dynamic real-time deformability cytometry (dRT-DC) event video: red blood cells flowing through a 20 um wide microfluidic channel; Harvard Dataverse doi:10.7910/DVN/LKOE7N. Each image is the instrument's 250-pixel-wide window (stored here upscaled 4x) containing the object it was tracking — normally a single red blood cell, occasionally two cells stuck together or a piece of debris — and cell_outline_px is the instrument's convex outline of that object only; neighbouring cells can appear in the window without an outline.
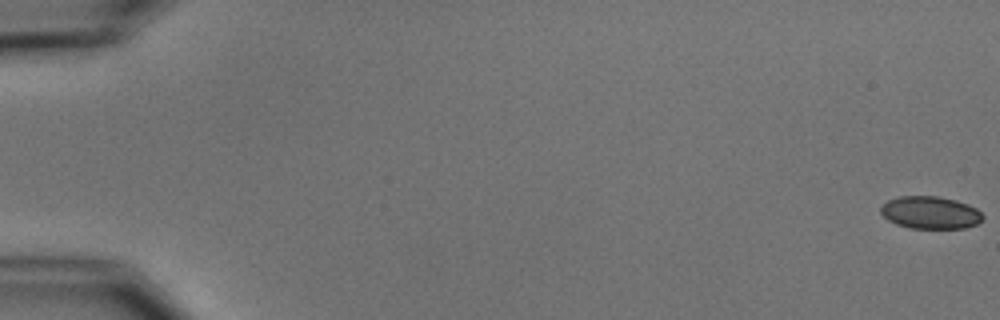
{"species": "common noctule bat (a hibernating species)", "species_latin": "Nyctalus noctula", "temperature_condition": "cold", "stored_images_in_passage": 3, "camera_frame_rate_fps": 3000, "um_per_image_px": 0.085, "animal": {"sex": "male", "body_mass_g": 15.6}, "frame": {"image": 1, "passage_image": 1, "time_ms": 0.0, "image_size_px": [1000, 320], "cell_outline_px": [[984, 220], [976, 224], [964, 228], [908, 228], [896, 224], [888, 220], [880, 212], [880, 204], [888, 200], [900, 196], [936, 196], [956, 200], [968, 204], [976, 208], [984, 216]], "centroid_in_image_um": [79.06, 18.07], "position_along_channel_um": 5.9, "area_um2": 19.48}}